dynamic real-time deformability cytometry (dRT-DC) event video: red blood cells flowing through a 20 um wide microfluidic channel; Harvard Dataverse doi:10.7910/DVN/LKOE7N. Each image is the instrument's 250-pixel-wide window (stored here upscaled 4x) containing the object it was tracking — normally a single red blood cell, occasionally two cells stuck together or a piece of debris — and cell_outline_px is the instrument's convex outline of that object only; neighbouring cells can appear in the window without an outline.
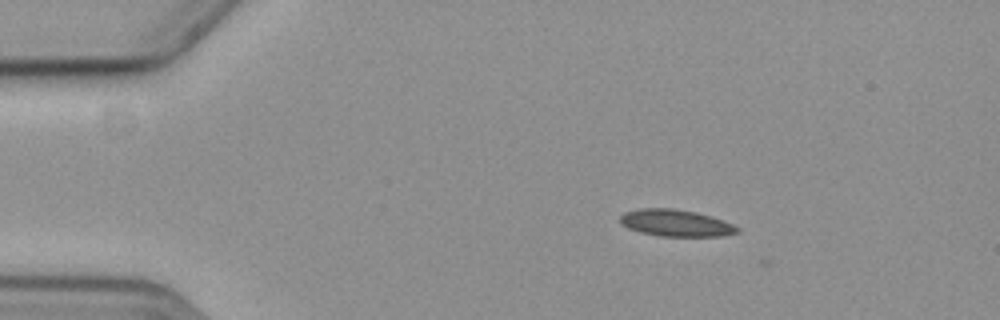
{"species": "common noctule bat (a hibernating species)", "species_latin": "Nyctalus noctula", "temperature_condition": "cold", "stored_images_in_passage": 9, "camera_frame_rate_fps": 3000, "um_per_image_px": 0.085, "animal": {"sex": "female", "body_mass_g": 19.3, "forearm_length_mm": 54.1}, "frame": {"image": 1, "passage_image": 4, "time_ms": 1.0, "image_size_px": [1000, 320], "cell_outline_px": [[740, 232], [724, 236], [660, 236], [640, 232], [628, 228], [620, 224], [620, 216], [624, 212], [640, 208], [672, 208], [696, 212], [712, 216], [724, 220], [740, 228]], "centroid_in_image_um": [57.45, 18.95], "position_along_channel_um": 27.5, "area_um2": 18.5}}